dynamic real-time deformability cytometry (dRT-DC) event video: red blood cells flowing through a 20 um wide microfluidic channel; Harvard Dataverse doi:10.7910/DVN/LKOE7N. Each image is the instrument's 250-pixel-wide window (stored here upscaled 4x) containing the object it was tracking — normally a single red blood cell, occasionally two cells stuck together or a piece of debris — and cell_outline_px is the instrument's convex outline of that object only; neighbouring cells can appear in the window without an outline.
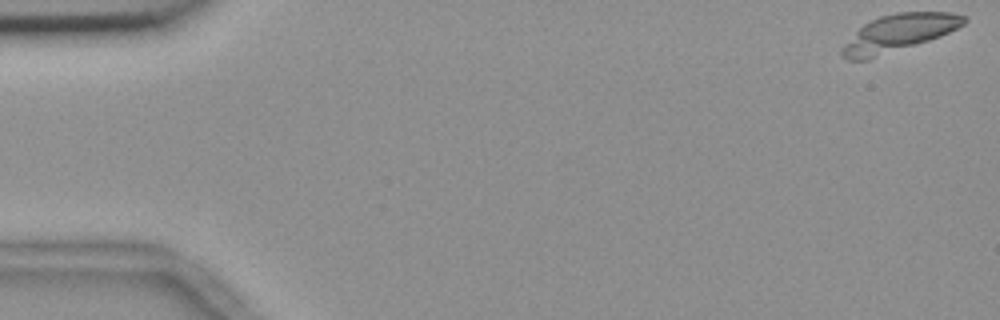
{"species": "common noctule bat (a hibernating species)", "species_latin": "Nyctalus noctula", "temperature_condition": "room temperature", "stored_images_in_passage": 42, "camera_frame_rate_fps": 3000, "um_per_image_px": 0.085, "animal": {"sex": "female", "body_mass_g": 18.4}, "frame": {"image": 1, "passage_image": 1, "time_ms": 0.0, "image_size_px": [1000, 320], "cell_outline_px": [[968, 20], [964, 24], [940, 36], [868, 60], [848, 60], [840, 56], [840, 48], [864, 24], [880, 16], [896, 12], [952, 12], [964, 16]], "centroid_in_image_um": [76.35, 2.81], "position_along_channel_um": 8.7, "area_um2": 26.07}}